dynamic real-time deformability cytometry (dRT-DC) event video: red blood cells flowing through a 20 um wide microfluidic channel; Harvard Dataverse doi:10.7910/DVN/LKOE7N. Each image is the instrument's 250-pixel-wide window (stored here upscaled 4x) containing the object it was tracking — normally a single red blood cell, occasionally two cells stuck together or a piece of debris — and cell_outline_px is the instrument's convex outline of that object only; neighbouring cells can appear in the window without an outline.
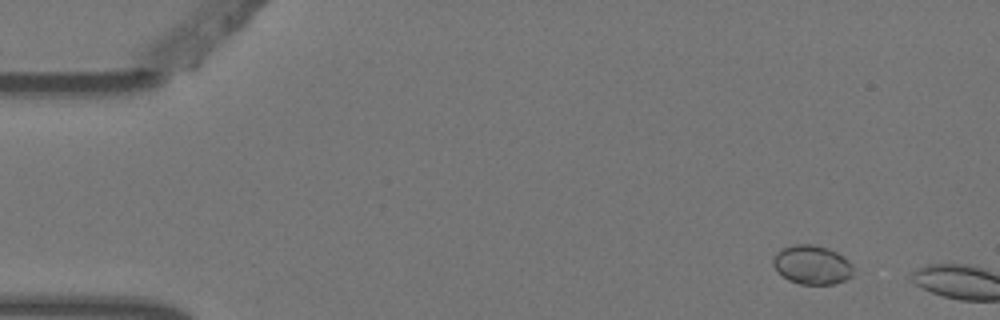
{"species": "Egyptian fruit bat (a non-hibernating species)", "species_latin": "Rousettus aegyptiacus", "temperature_condition": "warm", "stored_images_in_passage": 3, "camera_frame_rate_fps": 3000, "um_per_image_px": 0.085, "animal": {"sex": "female"}, "frame": {"image": 1, "passage_image": 2, "time_ms": 0.333, "image_size_px": [1000, 320], "cell_outline_px": [[852, 276], [844, 280], [832, 284], [800, 284], [788, 280], [772, 264], [772, 260], [776, 252], [780, 248], [792, 244], [812, 244], [828, 248], [844, 256], [852, 264]], "centroid_in_image_um": [69.01, 22.49], "position_along_channel_um": 16.0, "area_um2": 18.26}}